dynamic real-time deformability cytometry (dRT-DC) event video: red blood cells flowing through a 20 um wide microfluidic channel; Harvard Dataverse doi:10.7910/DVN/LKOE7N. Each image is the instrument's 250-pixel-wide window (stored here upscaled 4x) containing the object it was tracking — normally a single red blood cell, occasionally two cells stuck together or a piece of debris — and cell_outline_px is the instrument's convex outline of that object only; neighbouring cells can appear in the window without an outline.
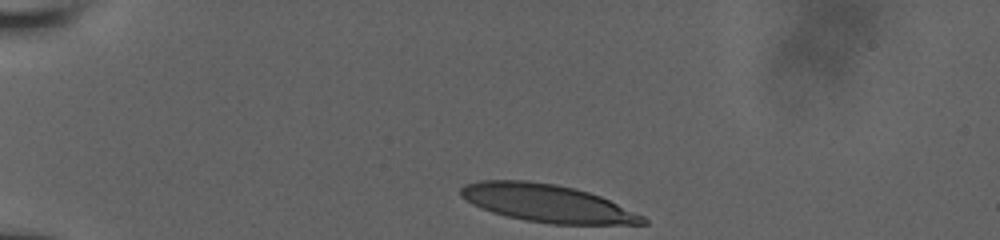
{"species": "human", "species_latin": "Homo sapiens", "temperature_condition": "room temperature", "stored_images_in_passage": 24, "camera_frame_rate_fps": 3000, "um_per_image_px": 0.085, "donor": {"sex": "male"}, "frame": {"image": 1, "passage_image": 1, "time_ms": 0.0, "image_size_px": [1000, 240], "cell_outline_px": [[648, 224], [552, 224], [524, 220], [492, 212], [480, 208], [472, 204], [460, 196], [460, 188], [464, 184], [480, 180], [528, 180], [556, 184], [576, 188], [600, 196], [644, 216], [648, 220]], "centroid_in_image_um": [46.48, 17.26], "position_along_channel_um": 38.5, "area_um2": 40.06}}
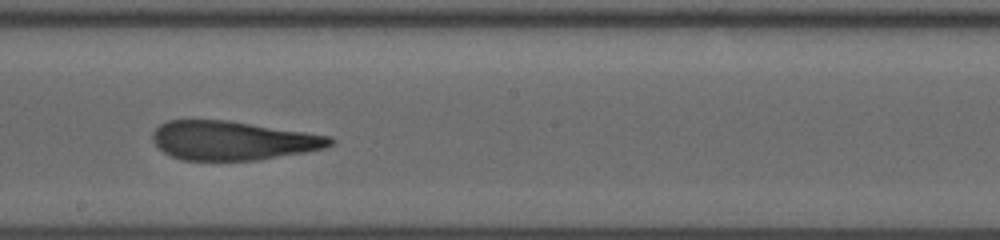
{"frame": {"image": 2, "passage_image": 14, "time_ms": 6.333, "image_size_px": [1000, 240], "cell_outline_px": [[336, 140], [332, 144], [324, 148], [308, 152], [260, 160], [184, 160], [172, 156], [164, 152], [152, 140], [152, 132], [160, 124], [168, 120], [228, 120], [332, 136]], "centroid_in_image_um": [19.82, 11.95], "position_along_channel_um": 228.4, "area_um2": 40.46}}
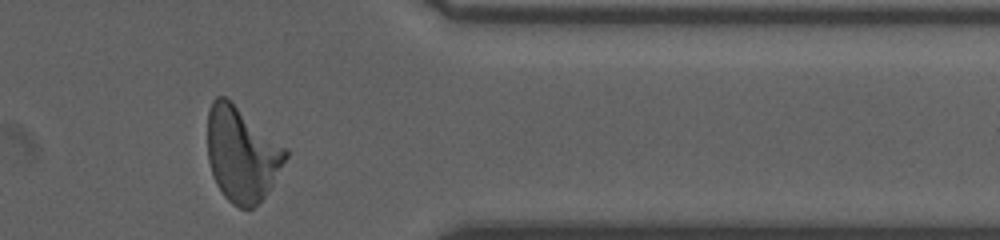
{"frame": {"image": 3, "passage_image": 24, "time_ms": 10.667, "image_size_px": [1000, 240], "cell_outline_px": [[288, 156], [272, 184], [264, 196], [252, 208], [240, 208], [232, 204], [224, 196], [216, 184], [212, 176], [208, 160], [208, 108], [212, 100], [216, 96], [224, 96], [288, 148]], "centroid_in_image_um": [20.54, 13.1], "position_along_channel_um": 390.9, "area_um2": 42.89}}